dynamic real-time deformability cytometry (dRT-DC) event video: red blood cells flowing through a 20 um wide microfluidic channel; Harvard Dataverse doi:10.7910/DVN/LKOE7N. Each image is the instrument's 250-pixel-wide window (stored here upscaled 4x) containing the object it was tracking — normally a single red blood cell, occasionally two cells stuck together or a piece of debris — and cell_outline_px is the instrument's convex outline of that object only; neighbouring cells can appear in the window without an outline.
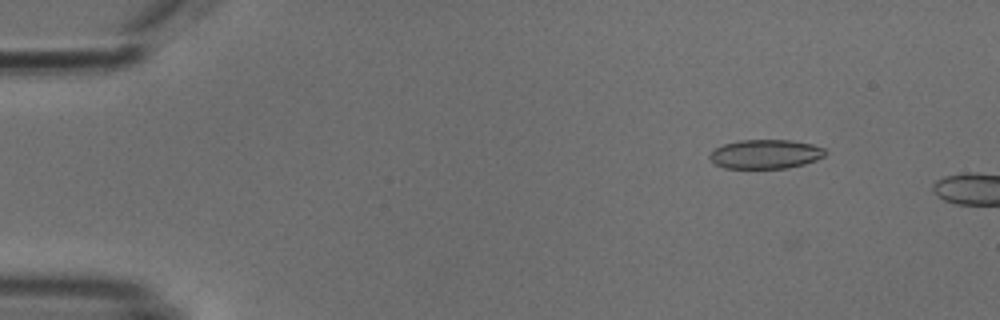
{"species": "common noctule bat (a hibernating species)", "species_latin": "Nyctalus noctula", "temperature_condition": "cold", "stored_images_in_passage": 3, "camera_frame_rate_fps": 3000, "um_per_image_px": 0.085, "animal": {"sex": "male", "body_mass_g": 18.8}, "frame": {"image": 1, "passage_image": 2, "time_ms": 1.0, "image_size_px": [1000, 320], "cell_outline_px": [[828, 152], [824, 156], [816, 160], [804, 164], [788, 168], [724, 168], [716, 164], [708, 156], [716, 148], [724, 144], [740, 140], [792, 140], [812, 144], [824, 148]], "centroid_in_image_um": [65.11, 13.1], "position_along_channel_um": 19.9, "area_um2": 19.59}}